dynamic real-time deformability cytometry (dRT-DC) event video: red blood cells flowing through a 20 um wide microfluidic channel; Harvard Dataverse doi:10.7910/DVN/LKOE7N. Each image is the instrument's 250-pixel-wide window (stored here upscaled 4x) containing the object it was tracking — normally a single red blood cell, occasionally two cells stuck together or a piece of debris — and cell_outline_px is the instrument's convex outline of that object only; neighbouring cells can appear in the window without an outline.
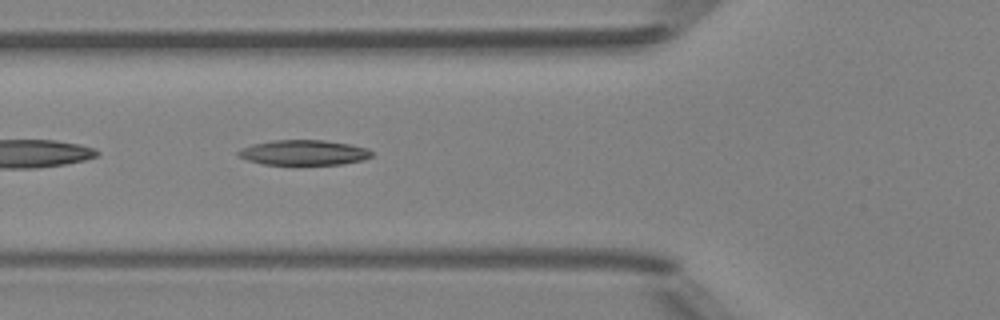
{"species": "Egyptian fruit bat (a non-hibernating species)", "species_latin": "Rousettus aegyptiacus", "temperature_condition": "room temperature", "stored_images_in_passage": 5, "camera_frame_rate_fps": 3000, "um_per_image_px": 0.085, "animal": {"sex": "female"}, "frame": {"image": 1, "passage_image": 5, "time_ms": 5.667, "image_size_px": [1000, 320], "cell_outline_px": [[372, 156], [364, 160], [340, 164], [264, 164], [248, 160], [236, 156], [236, 152], [240, 148], [252, 144], [272, 140], [324, 140], [348, 144], [368, 148], [372, 152]], "centroid_in_image_um": [25.78, 12.96], "position_along_channel_um": 100.0, "area_um2": 19.54}}